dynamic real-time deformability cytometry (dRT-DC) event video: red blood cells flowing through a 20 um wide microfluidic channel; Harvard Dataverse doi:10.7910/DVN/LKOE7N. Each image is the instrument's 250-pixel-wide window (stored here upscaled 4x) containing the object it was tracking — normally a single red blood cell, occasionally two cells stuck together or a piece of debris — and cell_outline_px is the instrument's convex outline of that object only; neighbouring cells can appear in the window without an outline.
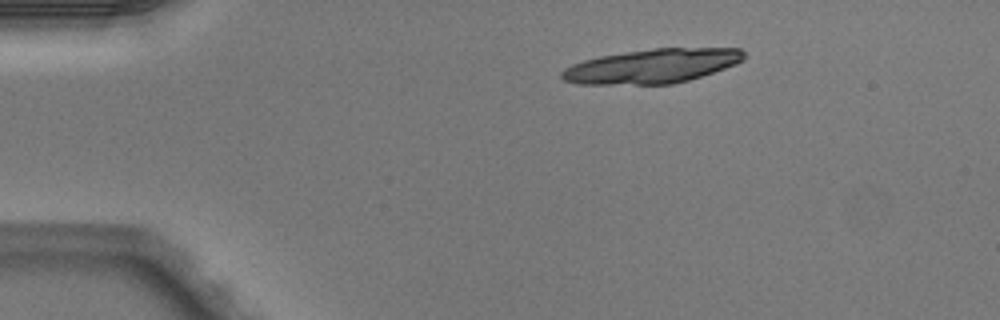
{"species": "Egyptian fruit bat (a non-hibernating species)", "species_latin": "Rousettus aegyptiacus", "temperature_condition": "warm", "stored_images_in_passage": 28, "camera_frame_rate_fps": 3000, "um_per_image_px": 0.085, "animal": {"sex": "male"}, "frame": {"image": 1, "passage_image": 1, "time_ms": 0.0, "image_size_px": [1000, 320], "cell_outline_px": [[744, 60], [736, 64], [688, 80], [672, 84], [576, 84], [564, 80], [560, 76], [560, 72], [564, 68], [572, 64], [584, 60], [600, 56], [624, 52], [652, 48], [740, 48], [744, 52]], "centroid_in_image_um": [55.4, 5.61], "position_along_channel_um": 29.6, "area_um2": 36.3}}
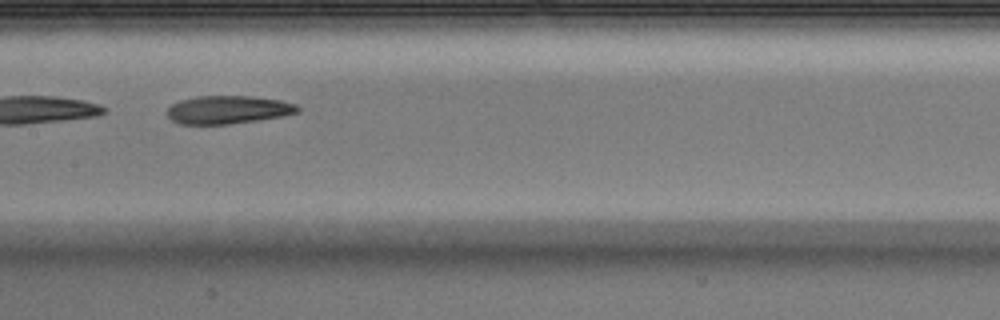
{"frame": {"image": 2, "passage_image": 18, "time_ms": 5.667, "image_size_px": [1000, 320], "cell_outline_px": [[300, 112], [284, 116], [228, 124], [180, 124], [172, 120], [168, 116], [168, 108], [172, 104], [180, 100], [196, 96], [248, 96], [280, 100], [296, 104], [300, 108]], "centroid_in_image_um": [19.4, 9.32], "position_along_channel_um": 188.0, "area_um2": 21.33}}
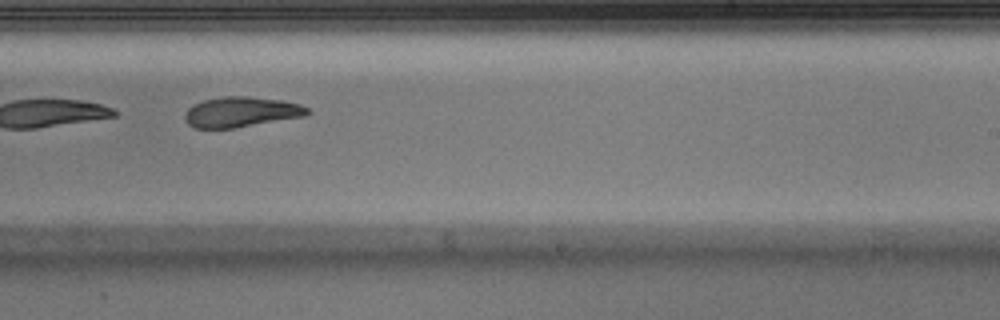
{"frame": {"image": 3, "passage_image": 24, "time_ms": 7.667, "image_size_px": [1000, 320], "cell_outline_px": [[312, 112], [308, 116], [232, 128], [192, 128], [184, 120], [184, 116], [188, 108], [192, 104], [204, 100], [224, 96], [248, 96], [280, 100], [300, 104], [308, 108]], "centroid_in_image_um": [20.51, 9.52], "position_along_channel_um": 268.5, "area_um2": 21.79}}